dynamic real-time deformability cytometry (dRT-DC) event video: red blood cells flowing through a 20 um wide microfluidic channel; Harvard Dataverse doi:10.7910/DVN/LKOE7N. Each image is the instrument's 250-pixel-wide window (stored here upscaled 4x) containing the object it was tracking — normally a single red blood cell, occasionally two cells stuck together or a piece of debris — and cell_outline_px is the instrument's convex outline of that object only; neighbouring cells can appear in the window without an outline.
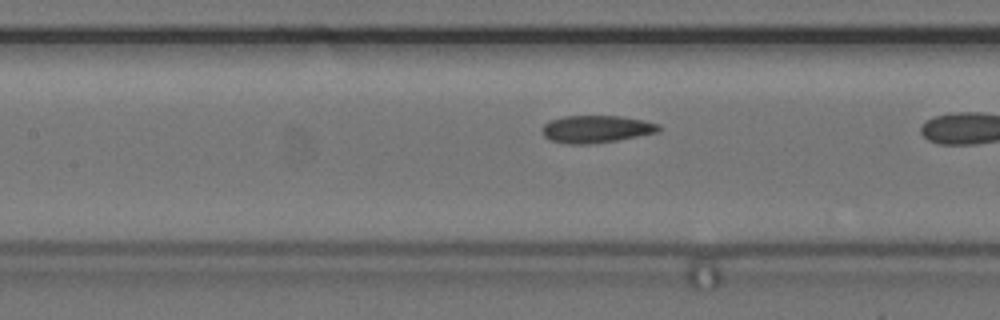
{"species": "common noctule bat (a hibernating species)", "species_latin": "Nyctalus noctula", "temperature_condition": "cold", "stored_images_in_passage": 32, "camera_frame_rate_fps": 3000, "um_per_image_px": 0.085, "animal": {"sex": "female", "body_mass_g": 24.6, "forearm_length_mm": 56.2}, "frame": {"image": 1, "passage_image": 23, "time_ms": 7.333, "image_size_px": [1000, 320], "cell_outline_px": [[660, 128], [656, 132], [616, 140], [588, 144], [568, 144], [548, 140], [544, 136], [544, 124], [552, 120], [564, 116], [620, 116], [644, 120], [660, 124]], "centroid_in_image_um": [50.67, 10.97], "position_along_channel_um": 156.7, "area_um2": 18.32}}